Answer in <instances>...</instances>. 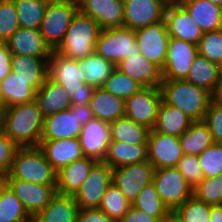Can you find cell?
I'll use <instances>...</instances> for the list:
<instances>
[{"mask_svg":"<svg viewBox=\"0 0 222 222\" xmlns=\"http://www.w3.org/2000/svg\"><path fill=\"white\" fill-rule=\"evenodd\" d=\"M39 148L57 172L84 156L79 138L41 140Z\"/></svg>","mask_w":222,"mask_h":222,"instance_id":"obj_23","label":"cell"},{"mask_svg":"<svg viewBox=\"0 0 222 222\" xmlns=\"http://www.w3.org/2000/svg\"><path fill=\"white\" fill-rule=\"evenodd\" d=\"M164 20L170 38L198 45L204 32L181 4H167Z\"/></svg>","mask_w":222,"mask_h":222,"instance_id":"obj_19","label":"cell"},{"mask_svg":"<svg viewBox=\"0 0 222 222\" xmlns=\"http://www.w3.org/2000/svg\"><path fill=\"white\" fill-rule=\"evenodd\" d=\"M197 50L200 55L217 64L222 58V28L204 32Z\"/></svg>","mask_w":222,"mask_h":222,"instance_id":"obj_46","label":"cell"},{"mask_svg":"<svg viewBox=\"0 0 222 222\" xmlns=\"http://www.w3.org/2000/svg\"><path fill=\"white\" fill-rule=\"evenodd\" d=\"M11 56L5 43H0V82L11 72Z\"/></svg>","mask_w":222,"mask_h":222,"instance_id":"obj_52","label":"cell"},{"mask_svg":"<svg viewBox=\"0 0 222 222\" xmlns=\"http://www.w3.org/2000/svg\"><path fill=\"white\" fill-rule=\"evenodd\" d=\"M19 27L13 0H0V43H5Z\"/></svg>","mask_w":222,"mask_h":222,"instance_id":"obj_45","label":"cell"},{"mask_svg":"<svg viewBox=\"0 0 222 222\" xmlns=\"http://www.w3.org/2000/svg\"><path fill=\"white\" fill-rule=\"evenodd\" d=\"M100 32L101 28L95 20L78 11L72 18L62 43L55 51L70 59H83L95 53Z\"/></svg>","mask_w":222,"mask_h":222,"instance_id":"obj_4","label":"cell"},{"mask_svg":"<svg viewBox=\"0 0 222 222\" xmlns=\"http://www.w3.org/2000/svg\"><path fill=\"white\" fill-rule=\"evenodd\" d=\"M78 11L95 20L101 29L123 27V0H77Z\"/></svg>","mask_w":222,"mask_h":222,"instance_id":"obj_17","label":"cell"},{"mask_svg":"<svg viewBox=\"0 0 222 222\" xmlns=\"http://www.w3.org/2000/svg\"><path fill=\"white\" fill-rule=\"evenodd\" d=\"M124 27L137 30L164 20L163 0H123Z\"/></svg>","mask_w":222,"mask_h":222,"instance_id":"obj_15","label":"cell"},{"mask_svg":"<svg viewBox=\"0 0 222 222\" xmlns=\"http://www.w3.org/2000/svg\"><path fill=\"white\" fill-rule=\"evenodd\" d=\"M154 166L144 161L113 169V182L132 205L141 189L153 181Z\"/></svg>","mask_w":222,"mask_h":222,"instance_id":"obj_12","label":"cell"},{"mask_svg":"<svg viewBox=\"0 0 222 222\" xmlns=\"http://www.w3.org/2000/svg\"><path fill=\"white\" fill-rule=\"evenodd\" d=\"M35 100L44 118L57 112L68 110L72 106L71 97L65 88L53 81L49 76L36 92Z\"/></svg>","mask_w":222,"mask_h":222,"instance_id":"obj_26","label":"cell"},{"mask_svg":"<svg viewBox=\"0 0 222 222\" xmlns=\"http://www.w3.org/2000/svg\"><path fill=\"white\" fill-rule=\"evenodd\" d=\"M180 4L203 32L222 28V7L208 0H184Z\"/></svg>","mask_w":222,"mask_h":222,"instance_id":"obj_27","label":"cell"},{"mask_svg":"<svg viewBox=\"0 0 222 222\" xmlns=\"http://www.w3.org/2000/svg\"><path fill=\"white\" fill-rule=\"evenodd\" d=\"M82 64L75 59L64 57L53 50L48 60V76L65 88L70 97L75 91L84 89Z\"/></svg>","mask_w":222,"mask_h":222,"instance_id":"obj_16","label":"cell"},{"mask_svg":"<svg viewBox=\"0 0 222 222\" xmlns=\"http://www.w3.org/2000/svg\"><path fill=\"white\" fill-rule=\"evenodd\" d=\"M48 2H53V1H63V0H47Z\"/></svg>","mask_w":222,"mask_h":222,"instance_id":"obj_62","label":"cell"},{"mask_svg":"<svg viewBox=\"0 0 222 222\" xmlns=\"http://www.w3.org/2000/svg\"><path fill=\"white\" fill-rule=\"evenodd\" d=\"M208 1L222 7V0H208Z\"/></svg>","mask_w":222,"mask_h":222,"instance_id":"obj_58","label":"cell"},{"mask_svg":"<svg viewBox=\"0 0 222 222\" xmlns=\"http://www.w3.org/2000/svg\"><path fill=\"white\" fill-rule=\"evenodd\" d=\"M113 182V169L103 161H97L88 177L73 196L79 209L99 208L102 197Z\"/></svg>","mask_w":222,"mask_h":222,"instance_id":"obj_8","label":"cell"},{"mask_svg":"<svg viewBox=\"0 0 222 222\" xmlns=\"http://www.w3.org/2000/svg\"><path fill=\"white\" fill-rule=\"evenodd\" d=\"M161 103L160 87H142L125 100V116L137 124L153 130Z\"/></svg>","mask_w":222,"mask_h":222,"instance_id":"obj_9","label":"cell"},{"mask_svg":"<svg viewBox=\"0 0 222 222\" xmlns=\"http://www.w3.org/2000/svg\"><path fill=\"white\" fill-rule=\"evenodd\" d=\"M81 130L78 110L70 107L44 118L41 140L79 138Z\"/></svg>","mask_w":222,"mask_h":222,"instance_id":"obj_22","label":"cell"},{"mask_svg":"<svg viewBox=\"0 0 222 222\" xmlns=\"http://www.w3.org/2000/svg\"><path fill=\"white\" fill-rule=\"evenodd\" d=\"M102 88L115 96L126 100L142 86L118 68H115L105 81Z\"/></svg>","mask_w":222,"mask_h":222,"instance_id":"obj_42","label":"cell"},{"mask_svg":"<svg viewBox=\"0 0 222 222\" xmlns=\"http://www.w3.org/2000/svg\"><path fill=\"white\" fill-rule=\"evenodd\" d=\"M79 207L73 196L56 194L32 222H77Z\"/></svg>","mask_w":222,"mask_h":222,"instance_id":"obj_28","label":"cell"},{"mask_svg":"<svg viewBox=\"0 0 222 222\" xmlns=\"http://www.w3.org/2000/svg\"><path fill=\"white\" fill-rule=\"evenodd\" d=\"M217 66H218V69H219L220 76H222V58H221V60L217 63Z\"/></svg>","mask_w":222,"mask_h":222,"instance_id":"obj_59","label":"cell"},{"mask_svg":"<svg viewBox=\"0 0 222 222\" xmlns=\"http://www.w3.org/2000/svg\"><path fill=\"white\" fill-rule=\"evenodd\" d=\"M194 121L180 109L168 106L163 101L158 108L153 130L166 135L179 137Z\"/></svg>","mask_w":222,"mask_h":222,"instance_id":"obj_33","label":"cell"},{"mask_svg":"<svg viewBox=\"0 0 222 222\" xmlns=\"http://www.w3.org/2000/svg\"><path fill=\"white\" fill-rule=\"evenodd\" d=\"M77 12V0L48 2L39 30L52 50H56L62 43L72 18Z\"/></svg>","mask_w":222,"mask_h":222,"instance_id":"obj_5","label":"cell"},{"mask_svg":"<svg viewBox=\"0 0 222 222\" xmlns=\"http://www.w3.org/2000/svg\"><path fill=\"white\" fill-rule=\"evenodd\" d=\"M132 206L156 217L160 222H165L171 217V212L162 203L153 182L145 185L141 189Z\"/></svg>","mask_w":222,"mask_h":222,"instance_id":"obj_38","label":"cell"},{"mask_svg":"<svg viewBox=\"0 0 222 222\" xmlns=\"http://www.w3.org/2000/svg\"><path fill=\"white\" fill-rule=\"evenodd\" d=\"M3 132L18 147H39L44 116L36 100L3 108L0 112Z\"/></svg>","mask_w":222,"mask_h":222,"instance_id":"obj_1","label":"cell"},{"mask_svg":"<svg viewBox=\"0 0 222 222\" xmlns=\"http://www.w3.org/2000/svg\"><path fill=\"white\" fill-rule=\"evenodd\" d=\"M131 206L124 194L112 182L102 197L99 209L111 219L118 221L128 212Z\"/></svg>","mask_w":222,"mask_h":222,"instance_id":"obj_40","label":"cell"},{"mask_svg":"<svg viewBox=\"0 0 222 222\" xmlns=\"http://www.w3.org/2000/svg\"><path fill=\"white\" fill-rule=\"evenodd\" d=\"M95 88L84 83V89L75 91L71 96V103L76 105L89 104Z\"/></svg>","mask_w":222,"mask_h":222,"instance_id":"obj_53","label":"cell"},{"mask_svg":"<svg viewBox=\"0 0 222 222\" xmlns=\"http://www.w3.org/2000/svg\"><path fill=\"white\" fill-rule=\"evenodd\" d=\"M152 182L171 213L193 196V188L176 167L155 169Z\"/></svg>","mask_w":222,"mask_h":222,"instance_id":"obj_7","label":"cell"},{"mask_svg":"<svg viewBox=\"0 0 222 222\" xmlns=\"http://www.w3.org/2000/svg\"><path fill=\"white\" fill-rule=\"evenodd\" d=\"M2 110V100H1V92H0V112Z\"/></svg>","mask_w":222,"mask_h":222,"instance_id":"obj_61","label":"cell"},{"mask_svg":"<svg viewBox=\"0 0 222 222\" xmlns=\"http://www.w3.org/2000/svg\"><path fill=\"white\" fill-rule=\"evenodd\" d=\"M0 92L3 109L34 101L37 91L29 85V82L18 78L16 74L10 72L0 82Z\"/></svg>","mask_w":222,"mask_h":222,"instance_id":"obj_31","label":"cell"},{"mask_svg":"<svg viewBox=\"0 0 222 222\" xmlns=\"http://www.w3.org/2000/svg\"><path fill=\"white\" fill-rule=\"evenodd\" d=\"M165 222H178V221H176L172 216L168 219V220H166Z\"/></svg>","mask_w":222,"mask_h":222,"instance_id":"obj_60","label":"cell"},{"mask_svg":"<svg viewBox=\"0 0 222 222\" xmlns=\"http://www.w3.org/2000/svg\"><path fill=\"white\" fill-rule=\"evenodd\" d=\"M147 157L155 169L176 167L184 155L179 137L150 130L147 138Z\"/></svg>","mask_w":222,"mask_h":222,"instance_id":"obj_14","label":"cell"},{"mask_svg":"<svg viewBox=\"0 0 222 222\" xmlns=\"http://www.w3.org/2000/svg\"><path fill=\"white\" fill-rule=\"evenodd\" d=\"M209 222H222V204L211 206Z\"/></svg>","mask_w":222,"mask_h":222,"instance_id":"obj_55","label":"cell"},{"mask_svg":"<svg viewBox=\"0 0 222 222\" xmlns=\"http://www.w3.org/2000/svg\"><path fill=\"white\" fill-rule=\"evenodd\" d=\"M211 205L194 196L177 207L171 216L178 222H209Z\"/></svg>","mask_w":222,"mask_h":222,"instance_id":"obj_41","label":"cell"},{"mask_svg":"<svg viewBox=\"0 0 222 222\" xmlns=\"http://www.w3.org/2000/svg\"><path fill=\"white\" fill-rule=\"evenodd\" d=\"M204 178L217 177L222 174V144L213 143L198 156Z\"/></svg>","mask_w":222,"mask_h":222,"instance_id":"obj_44","label":"cell"},{"mask_svg":"<svg viewBox=\"0 0 222 222\" xmlns=\"http://www.w3.org/2000/svg\"><path fill=\"white\" fill-rule=\"evenodd\" d=\"M162 101L180 109L195 121H204L213 95L203 88L185 80H163L161 86Z\"/></svg>","mask_w":222,"mask_h":222,"instance_id":"obj_2","label":"cell"},{"mask_svg":"<svg viewBox=\"0 0 222 222\" xmlns=\"http://www.w3.org/2000/svg\"><path fill=\"white\" fill-rule=\"evenodd\" d=\"M22 202L33 218L42 211L57 194V185H42L21 179H1Z\"/></svg>","mask_w":222,"mask_h":222,"instance_id":"obj_11","label":"cell"},{"mask_svg":"<svg viewBox=\"0 0 222 222\" xmlns=\"http://www.w3.org/2000/svg\"><path fill=\"white\" fill-rule=\"evenodd\" d=\"M95 52L115 66L132 54H140L136 44L135 30L124 26L101 29Z\"/></svg>","mask_w":222,"mask_h":222,"instance_id":"obj_6","label":"cell"},{"mask_svg":"<svg viewBox=\"0 0 222 222\" xmlns=\"http://www.w3.org/2000/svg\"><path fill=\"white\" fill-rule=\"evenodd\" d=\"M117 222H160L156 217L131 206L128 212Z\"/></svg>","mask_w":222,"mask_h":222,"instance_id":"obj_51","label":"cell"},{"mask_svg":"<svg viewBox=\"0 0 222 222\" xmlns=\"http://www.w3.org/2000/svg\"><path fill=\"white\" fill-rule=\"evenodd\" d=\"M20 27L40 29L47 0H13Z\"/></svg>","mask_w":222,"mask_h":222,"instance_id":"obj_39","label":"cell"},{"mask_svg":"<svg viewBox=\"0 0 222 222\" xmlns=\"http://www.w3.org/2000/svg\"><path fill=\"white\" fill-rule=\"evenodd\" d=\"M116 68L130 76L142 87L159 88L163 82L162 69L141 54H132L123 59L116 65Z\"/></svg>","mask_w":222,"mask_h":222,"instance_id":"obj_21","label":"cell"},{"mask_svg":"<svg viewBox=\"0 0 222 222\" xmlns=\"http://www.w3.org/2000/svg\"><path fill=\"white\" fill-rule=\"evenodd\" d=\"M0 222H32L22 202L0 181Z\"/></svg>","mask_w":222,"mask_h":222,"instance_id":"obj_37","label":"cell"},{"mask_svg":"<svg viewBox=\"0 0 222 222\" xmlns=\"http://www.w3.org/2000/svg\"><path fill=\"white\" fill-rule=\"evenodd\" d=\"M193 196L211 206L222 204V174L217 177L203 178L193 189Z\"/></svg>","mask_w":222,"mask_h":222,"instance_id":"obj_43","label":"cell"},{"mask_svg":"<svg viewBox=\"0 0 222 222\" xmlns=\"http://www.w3.org/2000/svg\"><path fill=\"white\" fill-rule=\"evenodd\" d=\"M71 107L74 110H78V117L80 120V124L82 126H84L88 121L94 118L89 104H83V105L72 104Z\"/></svg>","mask_w":222,"mask_h":222,"instance_id":"obj_54","label":"cell"},{"mask_svg":"<svg viewBox=\"0 0 222 222\" xmlns=\"http://www.w3.org/2000/svg\"><path fill=\"white\" fill-rule=\"evenodd\" d=\"M1 179H21L42 185H57V171L39 147H19L9 173Z\"/></svg>","mask_w":222,"mask_h":222,"instance_id":"obj_3","label":"cell"},{"mask_svg":"<svg viewBox=\"0 0 222 222\" xmlns=\"http://www.w3.org/2000/svg\"><path fill=\"white\" fill-rule=\"evenodd\" d=\"M197 54L196 45L181 39L169 38L162 69L163 80H185Z\"/></svg>","mask_w":222,"mask_h":222,"instance_id":"obj_13","label":"cell"},{"mask_svg":"<svg viewBox=\"0 0 222 222\" xmlns=\"http://www.w3.org/2000/svg\"><path fill=\"white\" fill-rule=\"evenodd\" d=\"M204 122L209 127L213 142L222 144V105L212 100Z\"/></svg>","mask_w":222,"mask_h":222,"instance_id":"obj_49","label":"cell"},{"mask_svg":"<svg viewBox=\"0 0 222 222\" xmlns=\"http://www.w3.org/2000/svg\"><path fill=\"white\" fill-rule=\"evenodd\" d=\"M135 38L140 54L163 69L170 38L165 20L135 30Z\"/></svg>","mask_w":222,"mask_h":222,"instance_id":"obj_10","label":"cell"},{"mask_svg":"<svg viewBox=\"0 0 222 222\" xmlns=\"http://www.w3.org/2000/svg\"><path fill=\"white\" fill-rule=\"evenodd\" d=\"M48 60L49 58L12 54L11 72L29 82V85L38 91L48 76Z\"/></svg>","mask_w":222,"mask_h":222,"instance_id":"obj_25","label":"cell"},{"mask_svg":"<svg viewBox=\"0 0 222 222\" xmlns=\"http://www.w3.org/2000/svg\"><path fill=\"white\" fill-rule=\"evenodd\" d=\"M184 154L198 156L214 142L208 125L204 121H195L179 136Z\"/></svg>","mask_w":222,"mask_h":222,"instance_id":"obj_34","label":"cell"},{"mask_svg":"<svg viewBox=\"0 0 222 222\" xmlns=\"http://www.w3.org/2000/svg\"><path fill=\"white\" fill-rule=\"evenodd\" d=\"M19 147L3 132L0 125V178L11 169L15 152Z\"/></svg>","mask_w":222,"mask_h":222,"instance_id":"obj_48","label":"cell"},{"mask_svg":"<svg viewBox=\"0 0 222 222\" xmlns=\"http://www.w3.org/2000/svg\"><path fill=\"white\" fill-rule=\"evenodd\" d=\"M146 144H128L121 141H111L103 162L112 169L130 164L147 161Z\"/></svg>","mask_w":222,"mask_h":222,"instance_id":"obj_29","label":"cell"},{"mask_svg":"<svg viewBox=\"0 0 222 222\" xmlns=\"http://www.w3.org/2000/svg\"><path fill=\"white\" fill-rule=\"evenodd\" d=\"M219 79L220 73L217 64L198 53L192 62L185 81L203 88L213 95L217 89Z\"/></svg>","mask_w":222,"mask_h":222,"instance_id":"obj_32","label":"cell"},{"mask_svg":"<svg viewBox=\"0 0 222 222\" xmlns=\"http://www.w3.org/2000/svg\"><path fill=\"white\" fill-rule=\"evenodd\" d=\"M166 4H180L184 0H163Z\"/></svg>","mask_w":222,"mask_h":222,"instance_id":"obj_57","label":"cell"},{"mask_svg":"<svg viewBox=\"0 0 222 222\" xmlns=\"http://www.w3.org/2000/svg\"><path fill=\"white\" fill-rule=\"evenodd\" d=\"M78 61L82 64L84 83L94 88H102L107 78L116 68L113 63L96 52Z\"/></svg>","mask_w":222,"mask_h":222,"instance_id":"obj_35","label":"cell"},{"mask_svg":"<svg viewBox=\"0 0 222 222\" xmlns=\"http://www.w3.org/2000/svg\"><path fill=\"white\" fill-rule=\"evenodd\" d=\"M89 106L94 118L109 123L125 116V100L103 88H95Z\"/></svg>","mask_w":222,"mask_h":222,"instance_id":"obj_30","label":"cell"},{"mask_svg":"<svg viewBox=\"0 0 222 222\" xmlns=\"http://www.w3.org/2000/svg\"><path fill=\"white\" fill-rule=\"evenodd\" d=\"M111 141H121L128 144H147L149 129L123 116L110 122Z\"/></svg>","mask_w":222,"mask_h":222,"instance_id":"obj_36","label":"cell"},{"mask_svg":"<svg viewBox=\"0 0 222 222\" xmlns=\"http://www.w3.org/2000/svg\"><path fill=\"white\" fill-rule=\"evenodd\" d=\"M77 222H117L111 219L107 214L99 208L79 209L77 214Z\"/></svg>","mask_w":222,"mask_h":222,"instance_id":"obj_50","label":"cell"},{"mask_svg":"<svg viewBox=\"0 0 222 222\" xmlns=\"http://www.w3.org/2000/svg\"><path fill=\"white\" fill-rule=\"evenodd\" d=\"M176 168L184 176L186 182L194 189L204 178L198 157L184 154L176 165Z\"/></svg>","mask_w":222,"mask_h":222,"instance_id":"obj_47","label":"cell"},{"mask_svg":"<svg viewBox=\"0 0 222 222\" xmlns=\"http://www.w3.org/2000/svg\"><path fill=\"white\" fill-rule=\"evenodd\" d=\"M213 101L222 105V76H220L217 89L215 93L213 94Z\"/></svg>","mask_w":222,"mask_h":222,"instance_id":"obj_56","label":"cell"},{"mask_svg":"<svg viewBox=\"0 0 222 222\" xmlns=\"http://www.w3.org/2000/svg\"><path fill=\"white\" fill-rule=\"evenodd\" d=\"M79 141L84 156L103 161L111 142L109 122L91 119L82 126Z\"/></svg>","mask_w":222,"mask_h":222,"instance_id":"obj_18","label":"cell"},{"mask_svg":"<svg viewBox=\"0 0 222 222\" xmlns=\"http://www.w3.org/2000/svg\"><path fill=\"white\" fill-rule=\"evenodd\" d=\"M5 44L12 54L50 58L53 52L39 29L19 27Z\"/></svg>","mask_w":222,"mask_h":222,"instance_id":"obj_20","label":"cell"},{"mask_svg":"<svg viewBox=\"0 0 222 222\" xmlns=\"http://www.w3.org/2000/svg\"><path fill=\"white\" fill-rule=\"evenodd\" d=\"M96 162L93 158L83 156L63 167L57 172V193L74 196Z\"/></svg>","mask_w":222,"mask_h":222,"instance_id":"obj_24","label":"cell"}]
</instances>
